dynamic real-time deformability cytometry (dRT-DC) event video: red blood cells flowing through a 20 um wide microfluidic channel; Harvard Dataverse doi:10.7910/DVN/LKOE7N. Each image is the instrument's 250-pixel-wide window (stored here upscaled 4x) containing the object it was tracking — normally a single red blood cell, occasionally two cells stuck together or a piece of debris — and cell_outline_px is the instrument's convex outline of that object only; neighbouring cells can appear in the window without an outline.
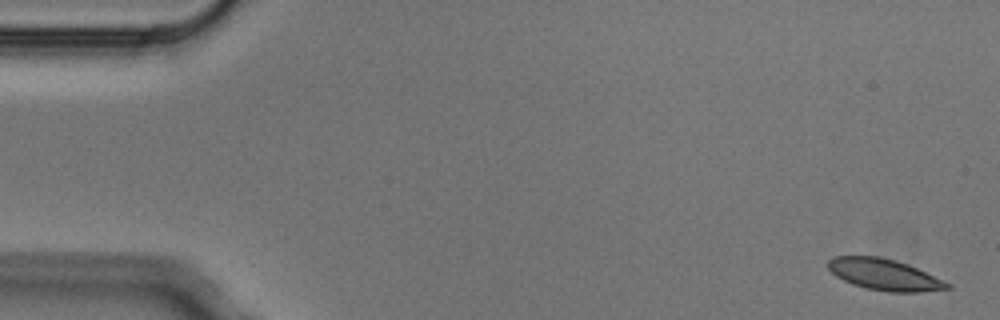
{"species": "Egyptian fruit bat (a non-hibernating species)", "species_latin": "Rousettus aegyptiacus", "temperature_condition": "cold", "stored_images_in_passage": 4, "camera_frame_rate_fps": 3000, "um_per_image_px": 0.085, "animal": {"sex": "male"}, "frame": {"image": 1, "passage_image": 1, "time_ms": 0.0, "image_size_px": [1000, 320], "cell_outline_px": [[952, 288], [920, 292], [888, 292], [868, 288], [852, 284], [836, 276], [828, 268], [828, 260], [832, 256], [880, 256], [896, 260], [908, 264], [952, 284]], "centroid_in_image_um": [75.18, 23.33], "position_along_channel_um": 9.8, "area_um2": 21.73}}